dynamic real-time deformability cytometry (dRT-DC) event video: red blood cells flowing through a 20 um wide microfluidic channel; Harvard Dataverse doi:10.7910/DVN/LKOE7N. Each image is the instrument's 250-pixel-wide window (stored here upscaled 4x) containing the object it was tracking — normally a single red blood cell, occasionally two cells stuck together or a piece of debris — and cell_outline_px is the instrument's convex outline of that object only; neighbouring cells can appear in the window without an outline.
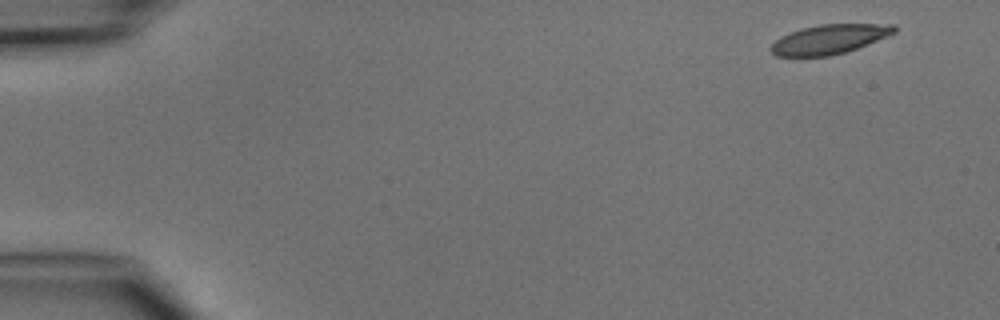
{"species": "common noctule bat (a hibernating species)", "species_latin": "Nyctalus noctula", "temperature_condition": "cold", "stored_images_in_passage": 4, "camera_frame_rate_fps": 3000, "um_per_image_px": 0.085, "animal": {"sex": "male", "body_mass_g": 15.6}, "frame": {"image": 1, "passage_image": 1, "time_ms": 0.0, "image_size_px": [1000, 320], "cell_outline_px": [[896, 32], [888, 36], [856, 48], [844, 52], [828, 56], [776, 56], [768, 48], [780, 36], [800, 28], [820, 24], [896, 24]], "centroid_in_image_um": [70.47, 3.32], "position_along_channel_um": 14.5, "area_um2": 21.1}}